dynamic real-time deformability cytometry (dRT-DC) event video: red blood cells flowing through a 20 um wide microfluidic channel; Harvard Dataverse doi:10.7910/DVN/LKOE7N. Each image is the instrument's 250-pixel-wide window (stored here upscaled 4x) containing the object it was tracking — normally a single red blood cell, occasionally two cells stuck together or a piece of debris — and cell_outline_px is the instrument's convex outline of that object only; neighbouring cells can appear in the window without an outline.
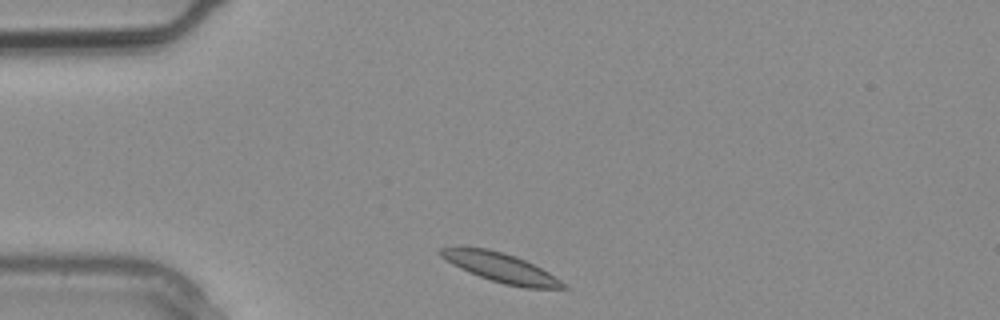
{"species": "common noctule bat (a hibernating species)", "species_latin": "Nyctalus noctula", "temperature_condition": "warm", "stored_images_in_passage": 1, "camera_frame_rate_fps": 3000, "um_per_image_px": 0.085, "animal": {"sex": "male", "body_mass_g": 20.4}, "frame": {"image": 1, "passage_image": 1, "time_ms": 0.0, "image_size_px": [1000, 320], "cell_outline_px": [[572, 288], [524, 288], [504, 284], [480, 276], [460, 268], [452, 264], [440, 256], [436, 252], [440, 248], [488, 248], [516, 256], [548, 272], [568, 284]], "centroid_in_image_um": [42.61, 22.76], "position_along_channel_um": 42.4, "area_um2": 20.63}}